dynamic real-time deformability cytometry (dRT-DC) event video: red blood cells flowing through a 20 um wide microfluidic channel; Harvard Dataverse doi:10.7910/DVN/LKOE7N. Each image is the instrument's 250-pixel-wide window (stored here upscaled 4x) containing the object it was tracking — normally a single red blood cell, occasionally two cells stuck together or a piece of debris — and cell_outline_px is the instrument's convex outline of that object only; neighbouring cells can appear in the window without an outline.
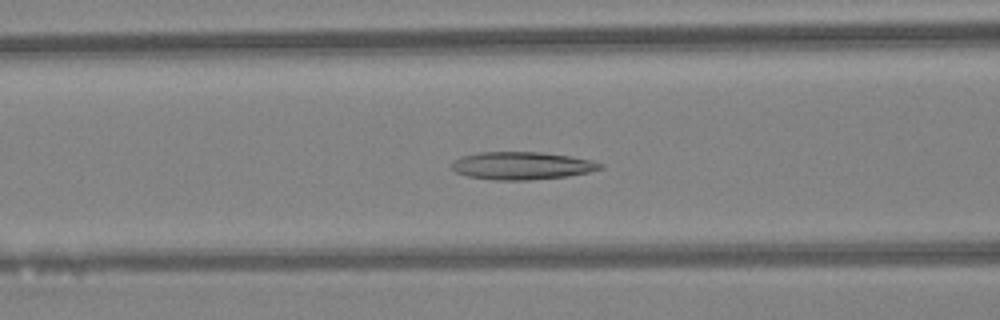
{"species": "Egyptian fruit bat (a non-hibernating species)", "species_latin": "Rousettus aegyptiacus", "temperature_condition": "warm", "stored_images_in_passage": 39, "camera_frame_rate_fps": 3000, "um_per_image_px": 0.085, "animal": {"sex": "female"}, "frame": {"image": 1, "passage_image": 12, "time_ms": 3.667, "image_size_px": [1000, 320], "cell_outline_px": [[604, 168], [588, 172], [568, 176], [528, 180], [492, 180], [468, 176], [456, 172], [452, 168], [452, 164], [456, 160], [464, 156], [480, 152], [540, 152], [568, 156], [592, 160], [604, 164]], "centroid_in_image_um": [44.4, 14.09], "position_along_channel_um": 122.2, "area_um2": 23.81}}
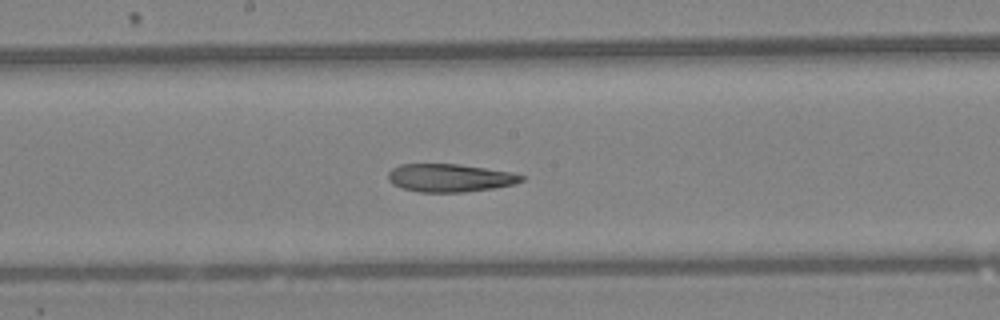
{"frame": {"image": 2, "passage_image": 18, "time_ms": 5.667, "image_size_px": [1000, 320], "cell_outline_px": [[524, 180], [516, 184], [492, 188], [464, 192], [420, 192], [400, 188], [392, 184], [388, 180], [388, 172], [392, 168], [400, 164], [456, 164], [512, 172], [524, 176]], "centroid_in_image_um": [38.21, 15.12], "position_along_channel_um": 210.0, "area_um2": 21.79}}
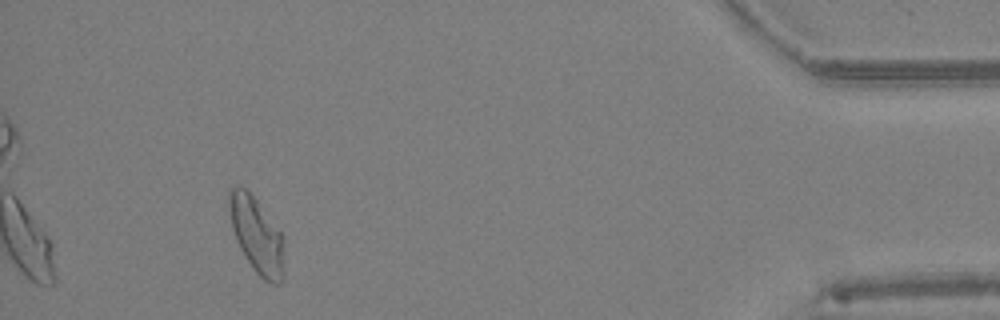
{"frame": {"image": 3, "passage_image": 36, "time_ms": 11.667, "image_size_px": [1000, 320], "cell_outline_px": [[284, 240], [280, 284], [272, 284], [264, 280], [252, 268], [244, 256], [236, 240], [232, 228], [228, 200], [228, 192], [232, 188], [244, 188], [256, 200], [280, 232]], "centroid_in_image_um": [21.79, 20.01], "position_along_channel_um": 413.4, "area_um2": 23.58}, "authors_computed_cell_mechanics": {"area_um2": 23.5246, "velocity_mm_per_s": 4.4158, "shape_relaxation_time_tau1_ms": null, "shape_relaxation_time_tau2_ms": 4.7808, "deformation_change_tau1": null, "deformation_change_tau2": 0.1018}}